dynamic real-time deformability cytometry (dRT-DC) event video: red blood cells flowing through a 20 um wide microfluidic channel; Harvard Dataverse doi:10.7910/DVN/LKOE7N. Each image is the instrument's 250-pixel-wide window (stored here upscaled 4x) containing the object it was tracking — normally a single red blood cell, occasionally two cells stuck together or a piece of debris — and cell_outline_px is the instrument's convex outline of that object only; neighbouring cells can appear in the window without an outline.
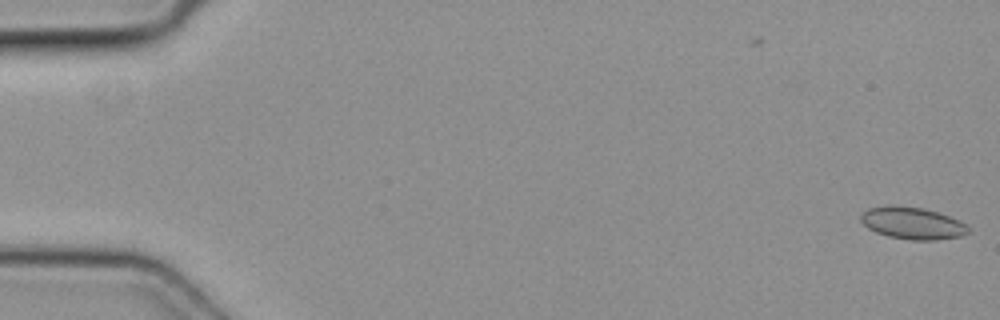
{"species": "common noctule bat (a hibernating species)", "species_latin": "Nyctalus noctula", "temperature_condition": "cold", "stored_images_in_passage": 2, "camera_frame_rate_fps": 3000, "um_per_image_px": 0.085, "animal": {"sex": "female", "body_mass_g": 19.3, "forearm_length_mm": 54.1}, "frame": {"image": 1, "passage_image": 2, "time_ms": 0.333, "image_size_px": [1000, 320], "cell_outline_px": [[972, 228], [968, 232], [960, 236], [936, 240], [908, 240], [888, 236], [876, 232], [868, 228], [860, 220], [860, 216], [868, 208], [888, 204], [892, 204], [924, 208], [960, 220], [968, 224]], "centroid_in_image_um": [77.56, 18.96], "position_along_channel_um": 7.4, "area_um2": 20.35}}